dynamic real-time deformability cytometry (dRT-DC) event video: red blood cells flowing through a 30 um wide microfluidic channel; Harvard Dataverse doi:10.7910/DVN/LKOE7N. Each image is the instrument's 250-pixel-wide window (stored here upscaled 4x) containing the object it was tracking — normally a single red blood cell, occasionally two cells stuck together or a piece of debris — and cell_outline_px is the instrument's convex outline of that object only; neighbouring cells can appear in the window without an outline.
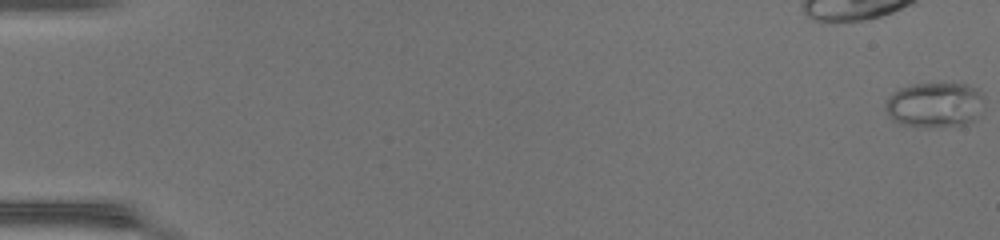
{"species": "common noctule bat (a hibernating species)", "species_latin": "Nyctalus noctula", "temperature_condition": "warm", "stored_images_in_passage": 47, "camera_frame_rate_fps": 3000, "um_per_image_px": 0.085, "animal": {"sex": "female", "body_mass_g": 17.0, "forearm_length_mm": 48.0}, "frame": {"image": 1, "passage_image": 1, "time_ms": 0.0, "image_size_px": [1000, 240], "cell_outline_px": [[984, 112], [972, 120], [964, 124], [928, 128], [924, 128], [904, 124], [892, 120], [888, 116], [884, 108], [884, 104], [888, 96], [900, 88], [912, 84], [940, 80], [968, 84], [976, 88], [984, 96]], "centroid_in_image_um": [79.48, 8.86], "position_along_channel_um": 5.5, "area_um2": 27.22}}
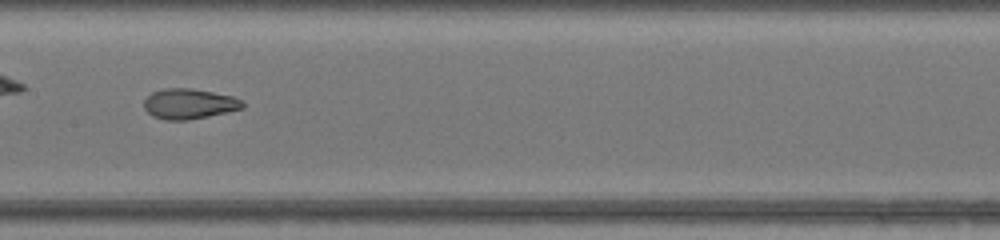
{"frame": {"image": 2, "passage_image": 27, "time_ms": 8.667, "image_size_px": [1000, 240], "cell_outline_px": [[244, 108], [208, 116], [188, 120], [164, 120], [152, 116], [144, 108], [144, 100], [152, 92], [164, 88], [192, 88], [232, 96], [240, 100], [244, 104]], "centroid_in_image_um": [16.04, 8.82], "position_along_channel_um": 191.4, "area_um2": 17.34}}
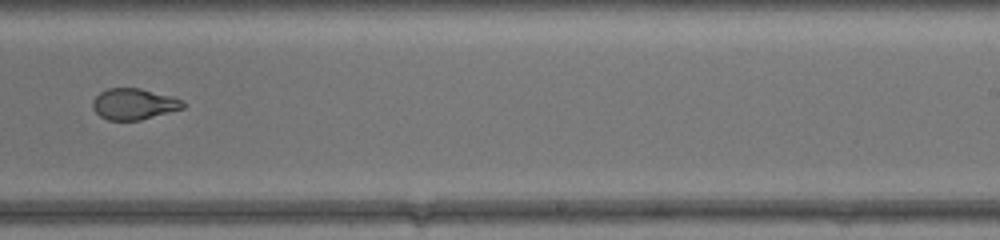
{"frame": {"image": 3, "passage_image": 33, "time_ms": 10.667, "image_size_px": [1000, 240], "cell_outline_px": [[184, 108], [140, 120], [108, 120], [100, 116], [92, 108], [92, 100], [100, 92], [108, 88], [140, 88], [172, 96], [184, 100]], "centroid_in_image_um": [11.37, 8.83], "position_along_channel_um": 277.6, "area_um2": 16.42}, "authors_computed_cell_mechanics": {"area_um2": 19.5364, "velocity_mm_per_s": 4.3424, "shape_relaxation_time_tau1_ms": 6.4225, "shape_relaxation_time_tau2_ms": 1.4434, "deformation_change_tau1": 0.2433, "deformation_change_tau2": 0.0625}}